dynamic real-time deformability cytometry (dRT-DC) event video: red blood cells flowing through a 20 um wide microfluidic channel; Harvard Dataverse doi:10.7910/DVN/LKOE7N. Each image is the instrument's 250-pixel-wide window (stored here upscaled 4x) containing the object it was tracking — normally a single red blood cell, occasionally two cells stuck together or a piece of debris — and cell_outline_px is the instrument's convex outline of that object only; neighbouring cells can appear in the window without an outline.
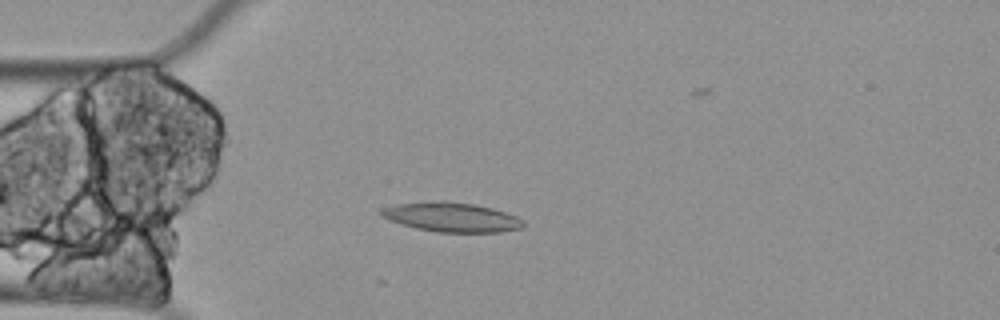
{"species": "Egyptian fruit bat (a non-hibernating species)", "species_latin": "Rousettus aegyptiacus", "temperature_condition": "cold", "stored_images_in_passage": 16, "camera_frame_rate_fps": 3000, "um_per_image_px": 0.085, "animal": {"sex": "female"}, "frame": {"image": 1, "passage_image": 16, "time_ms": 5.0, "image_size_px": [1000, 320], "cell_outline_px": [[524, 224], [520, 228], [500, 232], [436, 232], [416, 228], [400, 224], [388, 220], [380, 212], [380, 208], [396, 204], [440, 200], [444, 200], [472, 204], [492, 208], [516, 216], [524, 220]], "centroid_in_image_um": [38.36, 18.45], "position_along_channel_um": 46.6, "area_um2": 24.33}}